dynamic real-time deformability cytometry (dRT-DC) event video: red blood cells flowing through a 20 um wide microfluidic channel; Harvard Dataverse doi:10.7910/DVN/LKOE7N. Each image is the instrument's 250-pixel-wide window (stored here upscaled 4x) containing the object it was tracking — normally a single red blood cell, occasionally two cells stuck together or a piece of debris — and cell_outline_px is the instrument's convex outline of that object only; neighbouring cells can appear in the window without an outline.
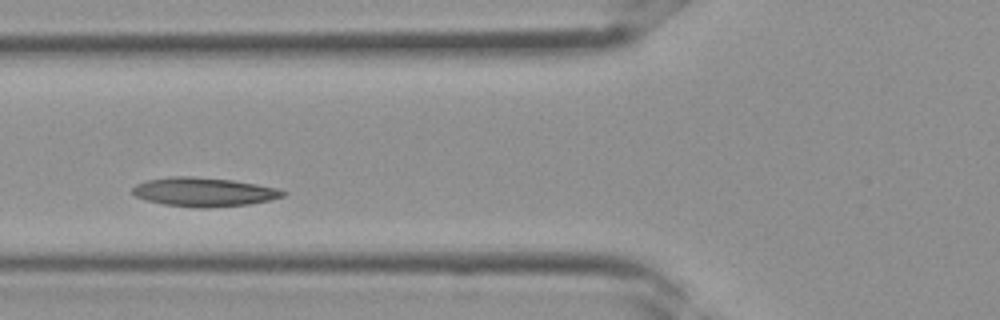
{"species": "Egyptian fruit bat (a non-hibernating species)", "species_latin": "Rousettus aegyptiacus", "temperature_condition": "room temperature", "stored_images_in_passage": 36, "camera_frame_rate_fps": 3000, "um_per_image_px": 0.085, "frame": {"image": 1, "passage_image": 15, "time_ms": 4.667, "image_size_px": [1000, 320], "cell_outline_px": [[288, 192], [284, 196], [268, 200], [248, 204], [208, 208], [200, 208], [164, 204], [144, 200], [136, 196], [132, 192], [132, 188], [136, 184], [148, 180], [172, 176], [192, 176], [232, 180], [256, 184], [276, 188]], "centroid_in_image_um": [17.31, 16.32], "position_along_channel_um": 108.5, "area_um2": 25.26}}
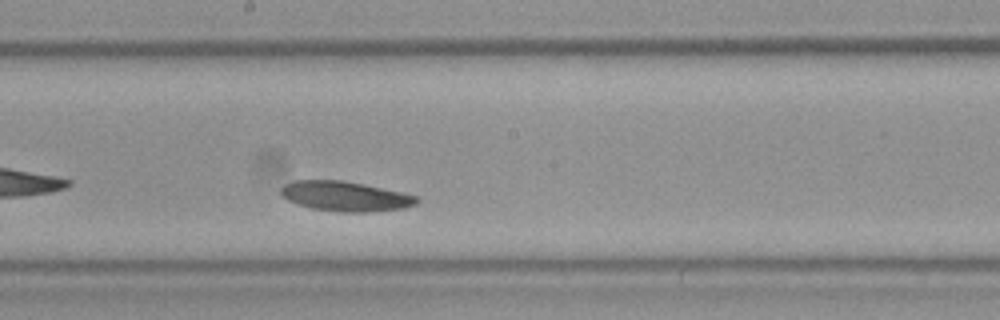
{"frame": {"image": 2, "passage_image": 21, "time_ms": 6.667, "image_size_px": [1000, 320], "cell_outline_px": [[420, 200], [416, 204], [404, 208], [368, 212], [340, 212], [312, 208], [296, 204], [288, 200], [280, 192], [280, 188], [284, 184], [296, 180], [344, 180], [364, 184], [400, 192], [416, 196]], "centroid_in_image_um": [29.33, 16.68], "position_along_channel_um": 218.9, "area_um2": 23.58}}
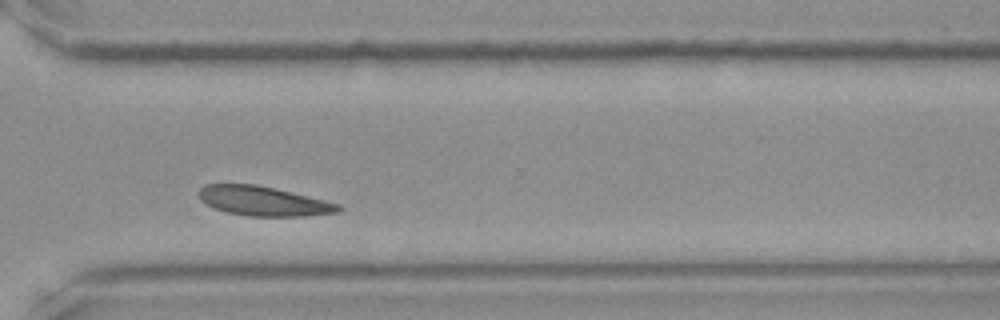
{"frame": {"image": 3, "passage_image": 28, "time_ms": 9.0, "image_size_px": [1000, 320], "cell_outline_px": [[344, 208], [340, 212], [304, 216], [248, 216], [228, 212], [212, 208], [200, 200], [200, 188], [204, 184], [256, 184], [324, 200], [340, 204]], "centroid_in_image_um": [22.39, 17.1], "position_along_channel_um": 348.2, "area_um2": 23.87}}